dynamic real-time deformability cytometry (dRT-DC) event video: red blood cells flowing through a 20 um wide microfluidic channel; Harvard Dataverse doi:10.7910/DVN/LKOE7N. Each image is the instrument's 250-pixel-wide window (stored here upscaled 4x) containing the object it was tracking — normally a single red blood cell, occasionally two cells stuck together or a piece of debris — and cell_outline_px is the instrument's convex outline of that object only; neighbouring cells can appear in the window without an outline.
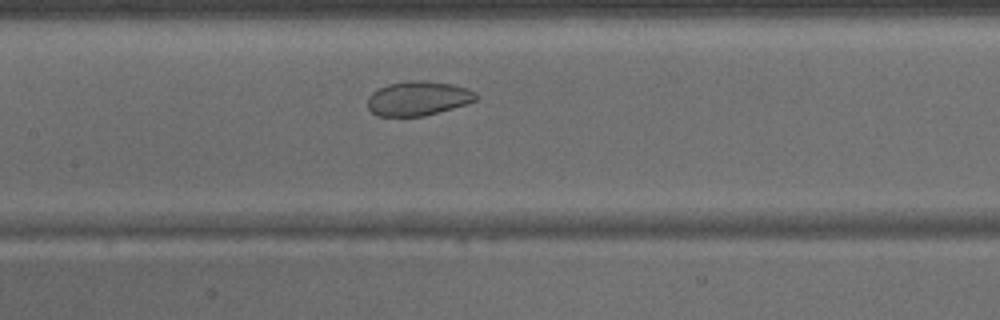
{"species": "common noctule bat (a hibernating species)", "species_latin": "Nyctalus noctula", "temperature_condition": "warm", "stored_images_in_passage": 29, "camera_frame_rate_fps": 3000, "um_per_image_px": 0.085, "animal": {"sex": "male", "body_mass_g": 15.6}, "frame": {"image": 1, "passage_image": 11, "time_ms": 3.333, "image_size_px": [1000, 320], "cell_outline_px": [[480, 96], [476, 100], [468, 104], [424, 116], [376, 116], [368, 108], [368, 96], [372, 92], [388, 84], [408, 80], [424, 80], [452, 84], [468, 88], [476, 92]], "centroid_in_image_um": [35.57, 8.36], "position_along_channel_um": 171.8, "area_um2": 21.96}}
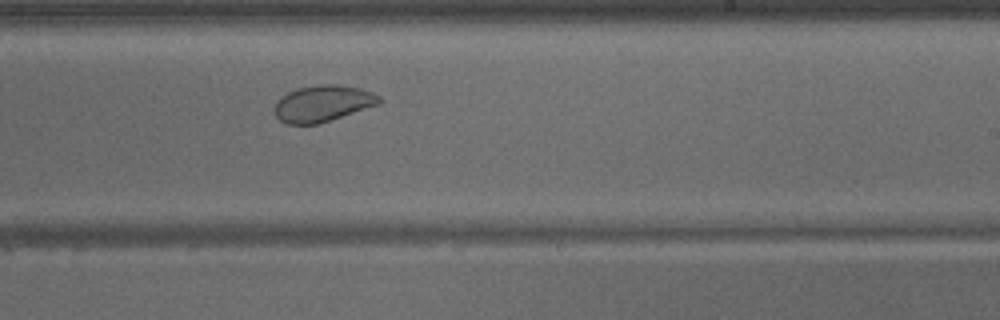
{"frame": {"image": 2, "passage_image": 17, "time_ms": 5.333, "image_size_px": [1000, 320], "cell_outline_px": [[384, 100], [380, 104], [320, 124], [288, 124], [280, 120], [276, 116], [276, 100], [280, 96], [296, 88], [320, 84], [340, 84], [360, 88], [372, 92], [380, 96]], "centroid_in_image_um": [27.48, 8.79], "position_along_channel_um": 261.5, "area_um2": 22.48}}
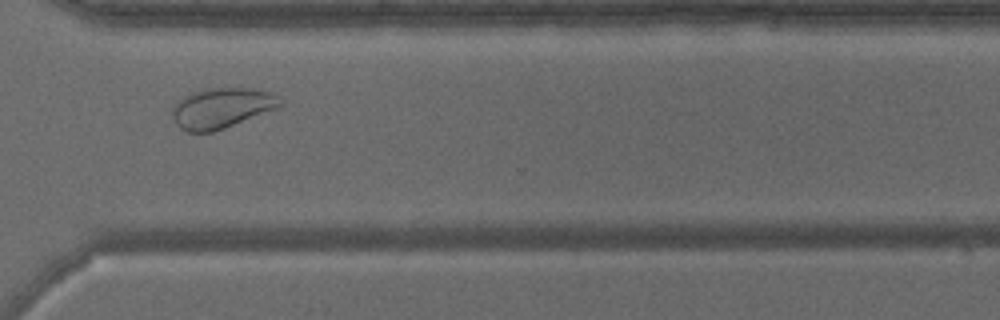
{"frame": {"image": 3, "passage_image": 23, "time_ms": 7.333, "image_size_px": [1000, 320], "cell_outline_px": [[284, 104], [280, 108], [224, 128], [212, 132], [188, 132], [180, 128], [176, 124], [172, 116], [172, 104], [180, 96], [204, 88], [252, 88], [268, 92], [276, 96]], "centroid_in_image_um": [18.8, 9.17], "position_along_channel_um": 351.8, "area_um2": 25.72}}